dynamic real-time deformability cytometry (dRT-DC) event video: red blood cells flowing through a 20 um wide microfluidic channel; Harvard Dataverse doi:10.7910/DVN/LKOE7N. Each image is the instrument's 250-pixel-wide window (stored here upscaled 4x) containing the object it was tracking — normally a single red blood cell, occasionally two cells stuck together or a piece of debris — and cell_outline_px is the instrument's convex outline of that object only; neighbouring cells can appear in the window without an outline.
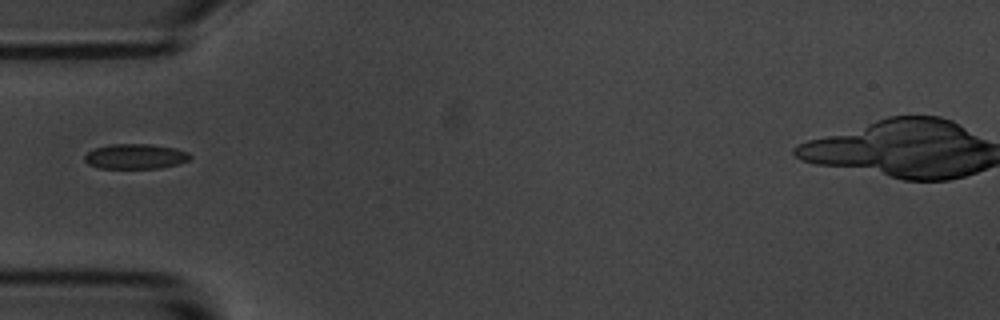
{"species": "common noctule bat (a hibernating species)", "species_latin": "Nyctalus noctula", "temperature_condition": "room temperature", "stored_images_in_passage": 3, "camera_frame_rate_fps": 3000, "um_per_image_px": 0.085, "animal": {"sex": "male", "body_mass_g": 20.1, "forearm_length_mm": 53.5}, "frame": {"image": 1, "passage_image": 1, "time_ms": 0.0, "image_size_px": [1000, 320], "cell_outline_px": [[192, 156], [188, 160], [176, 164], [160, 168], [100, 168], [88, 164], [84, 160], [84, 156], [88, 152], [96, 148], [108, 144], [148, 144], [176, 148], [188, 152]], "centroid_in_image_um": [11.5, 13.29], "position_along_channel_um": 73.5, "area_um2": 15.32}}
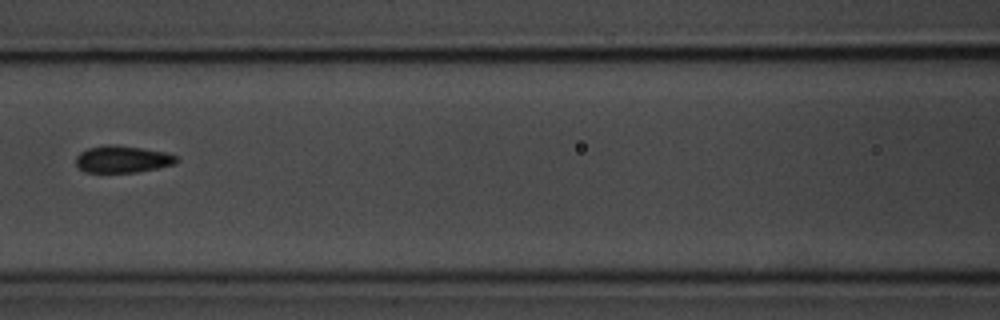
{"frame": {"image": 2, "passage_image": 3, "time_ms": 2.333, "image_size_px": [1000, 320], "cell_outline_px": [[180, 160], [176, 164], [136, 172], [84, 172], [76, 164], [76, 156], [80, 152], [88, 148], [104, 144], [116, 144], [164, 152], [176, 156]], "centroid_in_image_um": [10.4, 13.52], "position_along_channel_um": 156.2, "area_um2": 15.84}}